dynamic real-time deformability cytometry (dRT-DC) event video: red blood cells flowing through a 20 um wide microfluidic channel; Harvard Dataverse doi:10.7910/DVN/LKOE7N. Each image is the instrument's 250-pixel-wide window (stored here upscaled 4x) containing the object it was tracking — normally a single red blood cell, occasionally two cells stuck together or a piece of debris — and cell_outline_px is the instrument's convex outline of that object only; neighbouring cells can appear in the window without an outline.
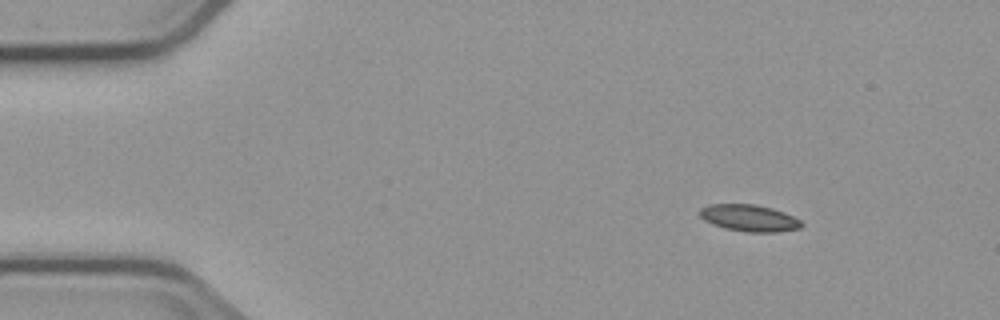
{"species": "common noctule bat (a hibernating species)", "species_latin": "Nyctalus noctula", "temperature_condition": "cold", "stored_images_in_passage": 5, "camera_frame_rate_fps": 3000, "um_per_image_px": 0.085, "animal": {"sex": "male", "body_mass_g": 23.1, "forearm_length_mm": 52.7}, "frame": {"image": 1, "passage_image": 1, "time_ms": 0.0, "image_size_px": [1000, 320], "cell_outline_px": [[804, 224], [800, 228], [776, 232], [748, 232], [724, 228], [712, 224], [704, 220], [700, 216], [700, 208], [708, 204], [756, 204], [772, 208], [784, 212], [800, 220]], "centroid_in_image_um": [63.67, 18.53], "position_along_channel_um": 21.3, "area_um2": 15.9}}
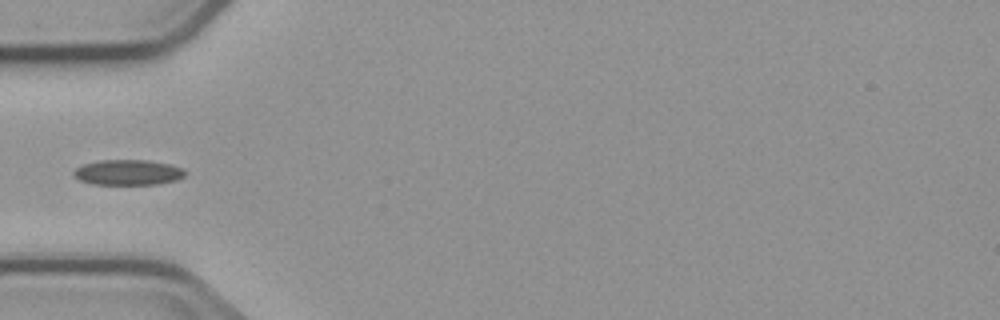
{"frame": {"image": 2, "passage_image": 4, "time_ms": 3.667, "image_size_px": [1000, 320], "cell_outline_px": [[188, 172], [184, 176], [176, 180], [156, 184], [92, 184], [80, 180], [72, 172], [76, 168], [84, 164], [100, 160], [148, 160], [168, 164], [184, 168]], "centroid_in_image_um": [10.91, 14.65], "position_along_channel_um": 74.1, "area_um2": 16.42}}
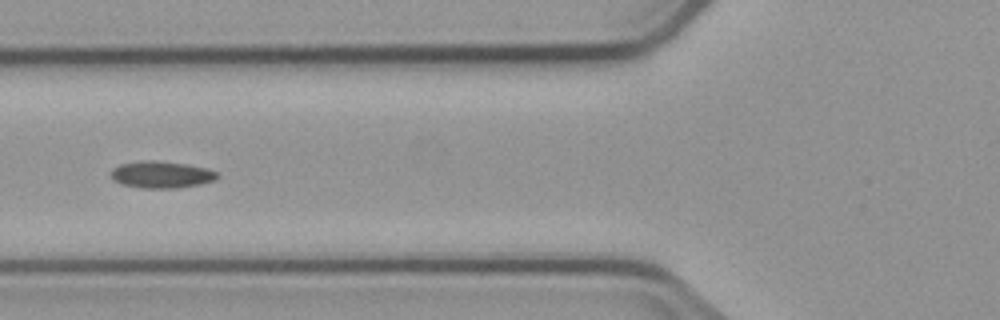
{"frame": {"image": 3, "passage_image": 5, "time_ms": 4.667, "image_size_px": [1000, 320], "cell_outline_px": [[220, 176], [216, 180], [200, 184], [176, 188], [140, 188], [120, 184], [112, 180], [112, 168], [120, 164], [140, 160], [156, 160], [188, 164], [208, 168], [220, 172]], "centroid_in_image_um": [13.75, 14.83], "position_along_channel_um": 112.0, "area_um2": 17.05}}